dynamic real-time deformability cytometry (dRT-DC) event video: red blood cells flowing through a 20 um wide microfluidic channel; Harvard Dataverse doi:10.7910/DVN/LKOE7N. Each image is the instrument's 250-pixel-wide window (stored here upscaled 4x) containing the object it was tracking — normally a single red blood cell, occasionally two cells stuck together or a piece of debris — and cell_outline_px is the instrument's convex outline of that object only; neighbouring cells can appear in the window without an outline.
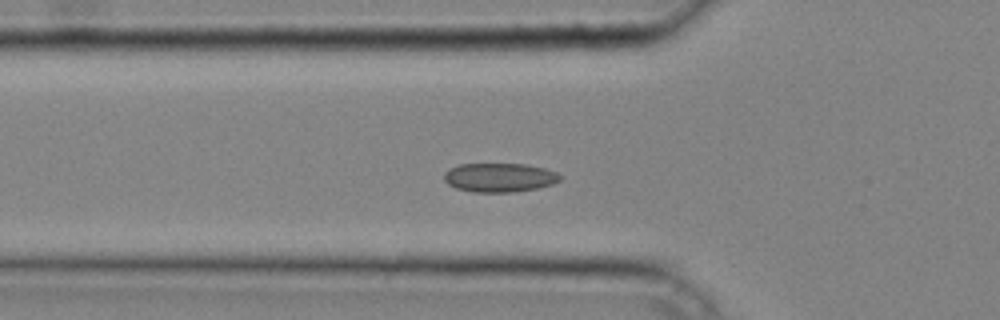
{"species": "common noctule bat (a hibernating species)", "species_latin": "Nyctalus noctula", "temperature_condition": "cold", "stored_images_in_passage": 40, "camera_frame_rate_fps": 3000, "um_per_image_px": 0.085, "animal": {"sex": "male", "body_mass_g": 20.4}, "frame": {"image": 1, "passage_image": 13, "time_ms": 4.0, "image_size_px": [1000, 320], "cell_outline_px": [[564, 176], [560, 180], [552, 184], [536, 188], [516, 192], [472, 192], [456, 188], [448, 184], [444, 180], [444, 172], [448, 168], [460, 164], [524, 164], [544, 168], [556, 172]], "centroid_in_image_um": [42.44, 15.09], "position_along_channel_um": 83.4, "area_um2": 19.71}}
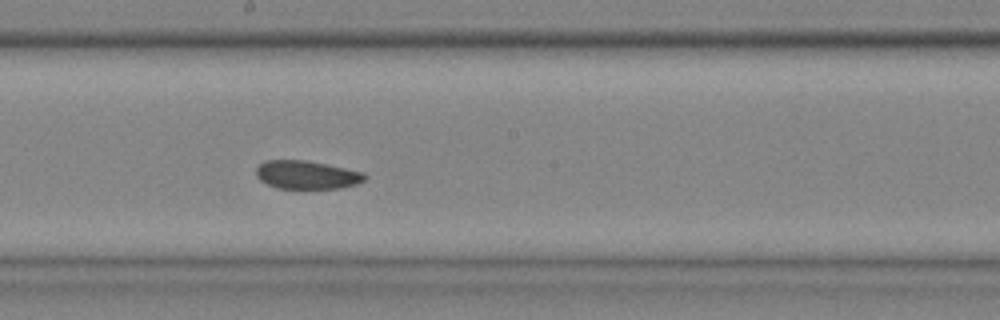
{"frame": {"image": 2, "passage_image": 22, "time_ms": 7.0, "image_size_px": [1000, 320], "cell_outline_px": [[368, 176], [364, 180], [356, 184], [340, 188], [276, 188], [260, 180], [256, 176], [256, 168], [264, 160], [308, 160], [364, 172]], "centroid_in_image_um": [26.07, 14.85], "position_along_channel_um": 222.1, "area_um2": 17.98}}
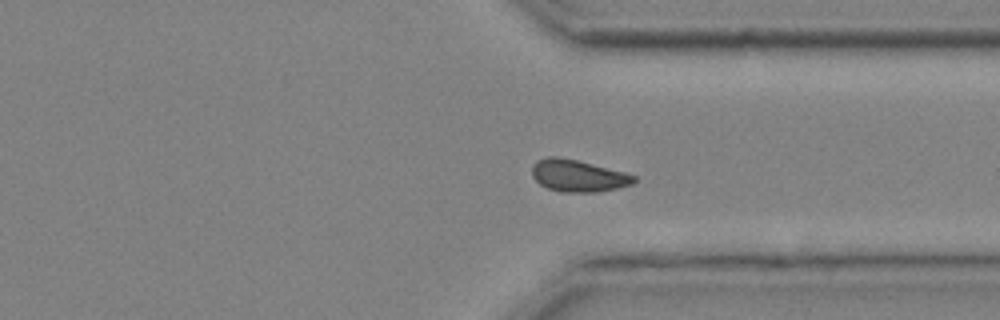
{"frame": {"image": 3, "passage_image": 31, "time_ms": 10.0, "image_size_px": [1000, 320], "cell_outline_px": [[636, 180], [632, 184], [616, 188], [596, 192], [560, 192], [548, 188], [540, 184], [532, 176], [532, 164], [536, 160], [548, 156], [556, 156], [576, 160], [624, 172], [636, 176]], "centroid_in_image_um": [49.1, 14.93], "position_along_channel_um": 362.3, "area_um2": 18.9}}